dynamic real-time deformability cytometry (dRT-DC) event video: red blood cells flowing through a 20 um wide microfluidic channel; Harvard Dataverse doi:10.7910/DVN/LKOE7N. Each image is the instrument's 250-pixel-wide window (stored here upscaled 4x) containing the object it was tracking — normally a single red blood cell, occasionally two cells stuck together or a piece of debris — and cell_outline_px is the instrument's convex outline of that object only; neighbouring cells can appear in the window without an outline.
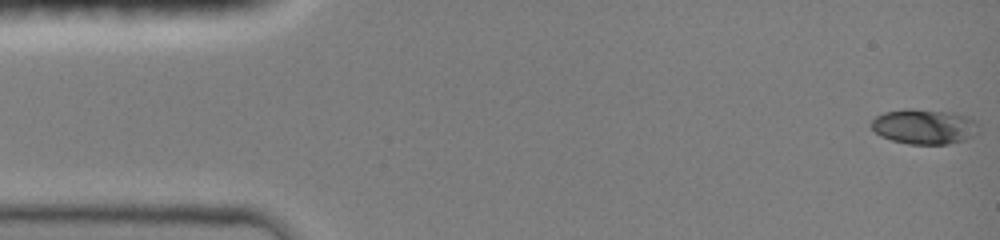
{"species": "common noctule bat (a hibernating species)", "species_latin": "Nyctalus noctula", "temperature_condition": "room temperature", "stored_images_in_passage": 47, "camera_frame_rate_fps": 3000, "um_per_image_px": 0.085, "animal": {"sex": "female", "body_mass_g": 19.0, "forearm_length_mm": 51.5}, "frame": {"image": 1, "passage_image": 1, "time_ms": 0.0, "image_size_px": [1000, 240], "cell_outline_px": [[980, 124], [976, 132], [972, 136], [964, 140], [948, 144], [908, 144], [892, 140], [880, 136], [872, 128], [872, 120], [876, 116], [884, 112], [904, 108], [912, 108], [952, 112], [968, 116], [976, 120]], "centroid_in_image_um": [78.57, 10.74], "position_along_channel_um": 6.4, "area_um2": 22.14}}
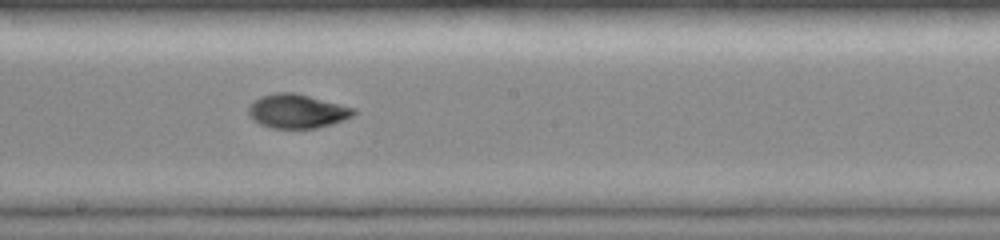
{"frame": {"image": 2, "passage_image": 25, "time_ms": 8.333, "image_size_px": [1000, 240], "cell_outline_px": [[356, 112], [352, 116], [344, 120], [332, 124], [316, 128], [272, 128], [260, 124], [252, 120], [248, 112], [248, 108], [260, 96], [276, 92], [296, 92], [356, 108]], "centroid_in_image_um": [25.27, 9.44], "position_along_channel_um": 222.9, "area_um2": 20.92}}
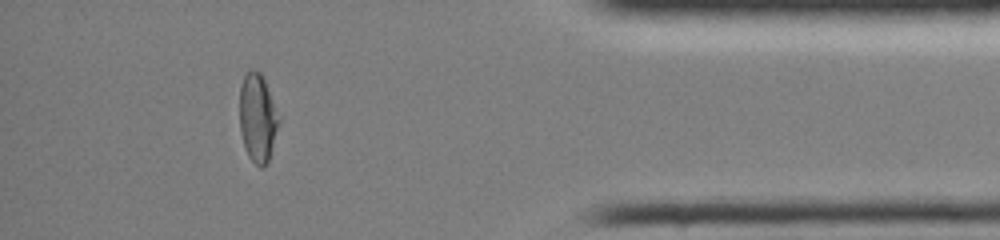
{"frame": {"image": 3, "passage_image": 42, "time_ms": 13.667, "image_size_px": [1000, 240], "cell_outline_px": [[280, 120], [268, 164], [260, 168], [248, 156], [244, 148], [240, 132], [240, 88], [244, 76], [252, 68], [260, 72], [264, 76], [280, 116]], "centroid_in_image_um": [21.91, 10.02], "position_along_channel_um": 413.3, "area_um2": 20.58}, "authors_computed_cell_mechanics": {"area_um2": 20.5768, "velocity_mm_per_s": 4.0808, "shape_relaxation_time_tau1_ms": 6.4691, "shape_relaxation_time_tau2_ms": 3.2114, "deformation_change_tau1": 0.2199, "deformation_change_tau2": 0.0575}}